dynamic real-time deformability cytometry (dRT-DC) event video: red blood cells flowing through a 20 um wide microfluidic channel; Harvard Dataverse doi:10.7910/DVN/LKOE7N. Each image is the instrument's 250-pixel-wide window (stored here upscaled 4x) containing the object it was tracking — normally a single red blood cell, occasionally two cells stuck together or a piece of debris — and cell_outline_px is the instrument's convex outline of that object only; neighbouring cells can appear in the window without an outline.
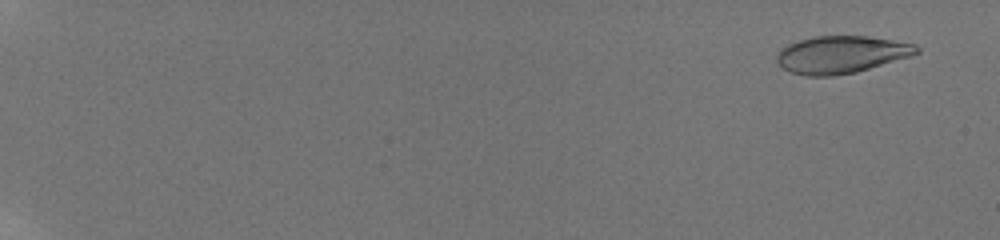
{"species": "human", "species_latin": "Homo sapiens", "temperature_condition": "room temperature", "stored_images_in_passage": 80, "camera_frame_rate_fps": 3000, "um_per_image_px": 0.085, "donor": {"sex": "male"}, "frame": {"image": 1, "passage_image": 7, "time_ms": 1.0, "image_size_px": [1000, 240], "cell_outline_px": [[920, 52], [912, 56], [856, 72], [832, 76], [804, 76], [780, 68], [776, 60], [776, 56], [788, 44], [812, 36], [868, 36], [916, 44], [920, 48]], "centroid_in_image_um": [71.52, 4.64], "position_along_channel_um": 13.5, "area_um2": 30.52}}
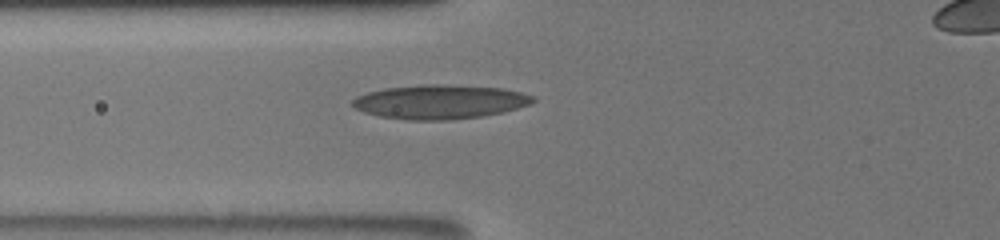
{"frame": {"image": 2, "passage_image": 35, "time_ms": 8.667, "image_size_px": [1000, 240], "cell_outline_px": [[536, 100], [532, 104], [504, 112], [480, 116], [448, 120], [408, 120], [380, 116], [364, 112], [356, 108], [352, 104], [352, 100], [356, 96], [368, 92], [384, 88], [420, 84], [444, 84], [504, 88], [520, 92], [532, 96]], "centroid_in_image_um": [37.4, 8.65], "position_along_channel_um": 88.4, "area_um2": 36.01}}
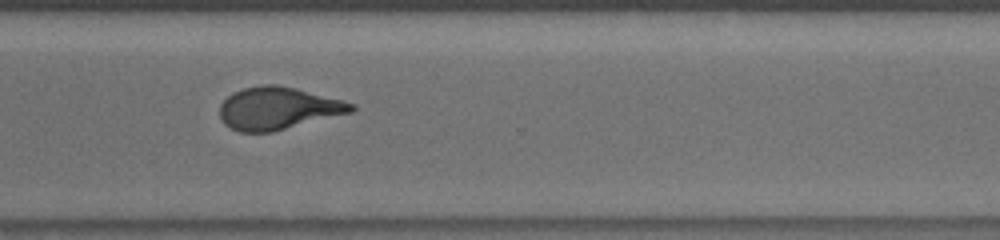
{"frame": {"image": 3, "passage_image": 61, "time_ms": 15.333, "image_size_px": [1000, 240], "cell_outline_px": [[356, 108], [352, 112], [272, 132], [240, 132], [224, 124], [220, 116], [220, 104], [232, 92], [244, 88], [260, 84], [276, 84], [296, 88], [356, 104]], "centroid_in_image_um": [23.62, 9.2], "position_along_channel_um": 347.0, "area_um2": 32.48}}